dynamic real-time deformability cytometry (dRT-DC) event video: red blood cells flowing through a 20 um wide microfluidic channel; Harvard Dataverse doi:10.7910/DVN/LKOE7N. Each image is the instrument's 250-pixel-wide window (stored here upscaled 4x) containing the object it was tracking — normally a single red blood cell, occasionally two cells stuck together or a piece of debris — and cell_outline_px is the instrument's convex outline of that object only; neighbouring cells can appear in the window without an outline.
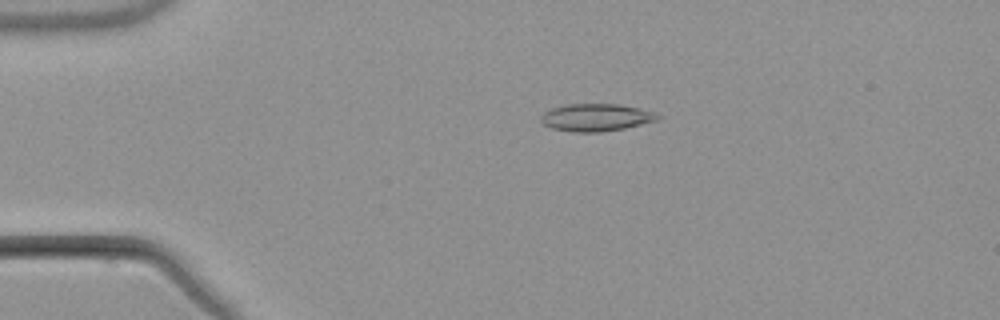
{"species": "common noctule bat (a hibernating species)", "species_latin": "Nyctalus noctula", "temperature_condition": "warm", "stored_images_in_passage": 5, "camera_frame_rate_fps": 3000, "um_per_image_px": 0.085, "animal": {"sex": "male", "body_mass_g": 21.5, "forearm_length_mm": 52.0}, "frame": {"image": 1, "passage_image": 3, "time_ms": 2.333, "image_size_px": [1000, 320], "cell_outline_px": [[664, 116], [656, 120], [624, 128], [600, 132], [572, 132], [552, 128], [544, 124], [540, 120], [540, 116], [544, 112], [552, 108], [564, 104], [620, 104], [640, 108]], "centroid_in_image_um": [50.64, 9.97], "position_along_channel_um": 34.4, "area_um2": 18.67}}
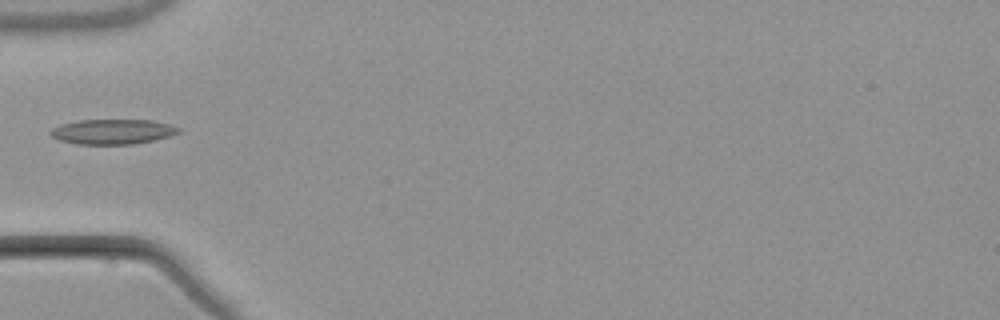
{"frame": {"image": 2, "passage_image": 5, "time_ms": 4.667, "image_size_px": [1000, 320], "cell_outline_px": [[180, 132], [168, 136], [152, 140], [132, 144], [76, 144], [60, 140], [52, 136], [48, 132], [52, 128], [60, 124], [76, 120], [152, 120], [168, 124], [180, 128]], "centroid_in_image_um": [9.52, 11.18], "position_along_channel_um": 75.5, "area_um2": 18.55}}